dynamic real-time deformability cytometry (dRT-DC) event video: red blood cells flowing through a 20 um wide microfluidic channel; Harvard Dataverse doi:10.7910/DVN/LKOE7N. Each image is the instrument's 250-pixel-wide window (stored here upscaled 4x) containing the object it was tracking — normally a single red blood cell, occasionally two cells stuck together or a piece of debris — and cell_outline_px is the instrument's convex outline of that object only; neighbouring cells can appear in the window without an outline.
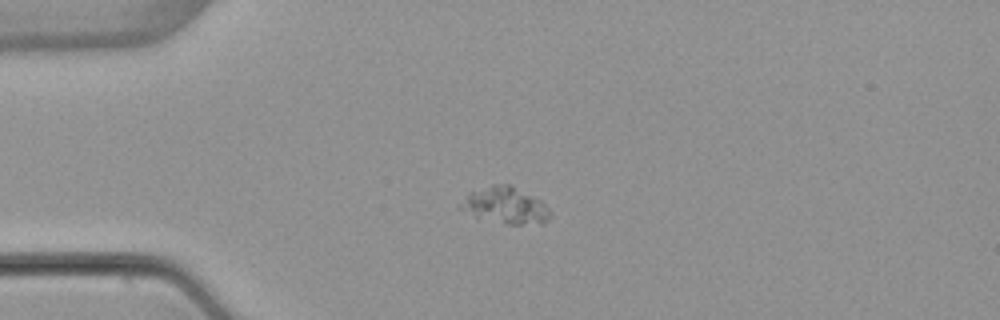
{"species": "common noctule bat (a hibernating species)", "species_latin": "Nyctalus noctula", "temperature_condition": "warm", "stored_images_in_passage": 7, "camera_frame_rate_fps": 3000, "um_per_image_px": 0.085, "animal": {"sex": "female", "body_mass_g": 22.7, "forearm_length_mm": 54.2}, "frame": {"image": 1, "passage_image": 4, "time_ms": 3.667, "image_size_px": [1000, 320], "cell_outline_px": [[552, 216], [544, 224], [508, 224], [476, 220], [456, 208], [456, 204], [468, 192], [492, 184], [508, 184], [540, 200], [552, 212]], "centroid_in_image_um": [42.83, 17.5], "position_along_channel_um": 42.2, "area_um2": 19.94}}
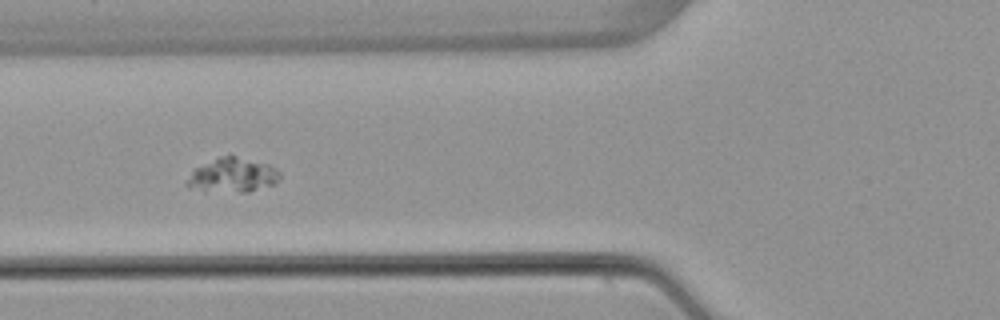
{"frame": {"image": 2, "passage_image": 6, "time_ms": 6.0, "image_size_px": [1000, 320], "cell_outline_px": [[280, 176], [276, 184], [248, 192], [204, 192], [188, 188], [184, 184], [192, 168], [220, 156], [236, 156], [268, 164], [276, 168], [280, 172]], "centroid_in_image_um": [19.7, 14.92], "position_along_channel_um": 106.1, "area_um2": 19.13}}